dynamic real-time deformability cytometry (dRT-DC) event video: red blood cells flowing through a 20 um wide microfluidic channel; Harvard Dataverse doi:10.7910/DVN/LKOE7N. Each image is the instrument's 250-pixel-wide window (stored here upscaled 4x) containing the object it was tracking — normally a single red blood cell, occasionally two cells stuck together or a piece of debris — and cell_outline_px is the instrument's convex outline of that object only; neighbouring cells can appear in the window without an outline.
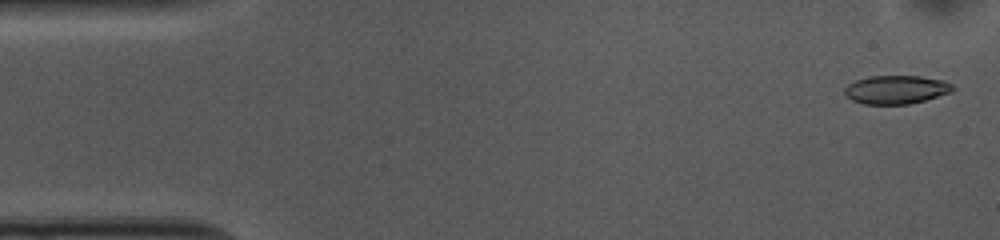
{"species": "common noctule bat (a hibernating species)", "species_latin": "Nyctalus noctula", "temperature_condition": "cold", "stored_images_in_passage": 53, "camera_frame_rate_fps": 3000, "um_per_image_px": 0.085, "animal": {"sex": "female", "body_mass_g": 10.0, "forearm_length_mm": 53.1}, "frame": {"image": 1, "passage_image": 2, "time_ms": 0.333, "image_size_px": [1000, 240], "cell_outline_px": [[952, 92], [924, 100], [908, 104], [864, 104], [852, 100], [844, 96], [844, 88], [848, 84], [856, 80], [872, 76], [920, 76], [944, 80], [952, 84]], "centroid_in_image_um": [76.14, 7.62], "position_along_channel_um": 8.9, "area_um2": 17.92}}
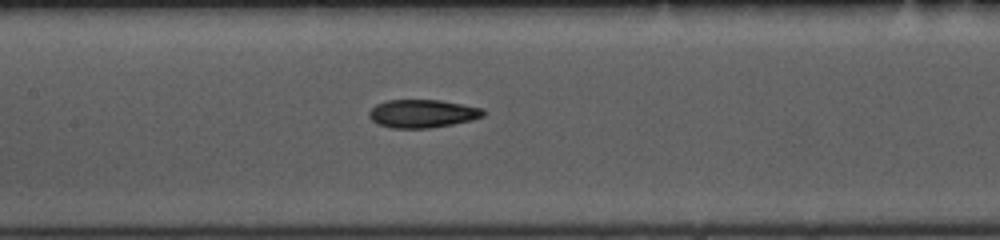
{"frame": {"image": 2, "passage_image": 24, "time_ms": 7.667, "image_size_px": [1000, 240], "cell_outline_px": [[484, 116], [472, 120], [452, 124], [428, 128], [392, 128], [376, 124], [368, 116], [368, 112], [376, 104], [388, 100], [440, 100], [484, 108]], "centroid_in_image_um": [35.89, 9.65], "position_along_channel_um": 171.5, "area_um2": 18.79}}
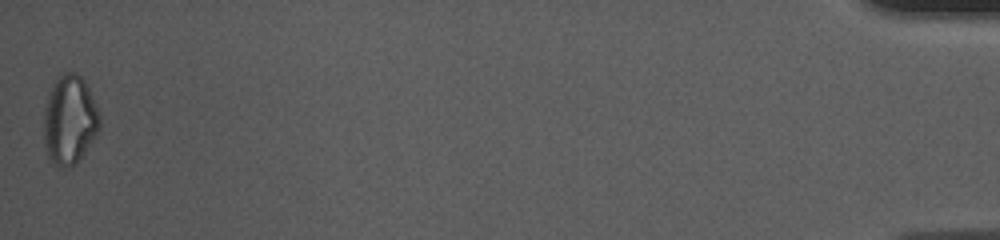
{"frame": {"image": 3, "passage_image": 53, "time_ms": 17.333, "image_size_px": [1000, 240], "cell_outline_px": [[100, 128], [76, 164], [64, 168], [60, 168], [48, 160], [44, 144], [44, 108], [48, 92], [56, 76], [64, 72], [76, 72], [84, 80], [100, 112]], "centroid_in_image_um": [5.89, 10.18], "position_along_channel_um": 429.3, "area_um2": 29.42}, "authors_computed_cell_mechanics": {"area_um2": 19.074, "velocity_mm_per_s": 3.7023, "shape_relaxation_time_tau1_ms": 8.4238, "shape_relaxation_time_tau2_ms": 6.9755, "deformation_change_tau1": 0.1984, "deformation_change_tau2": 0.157}}